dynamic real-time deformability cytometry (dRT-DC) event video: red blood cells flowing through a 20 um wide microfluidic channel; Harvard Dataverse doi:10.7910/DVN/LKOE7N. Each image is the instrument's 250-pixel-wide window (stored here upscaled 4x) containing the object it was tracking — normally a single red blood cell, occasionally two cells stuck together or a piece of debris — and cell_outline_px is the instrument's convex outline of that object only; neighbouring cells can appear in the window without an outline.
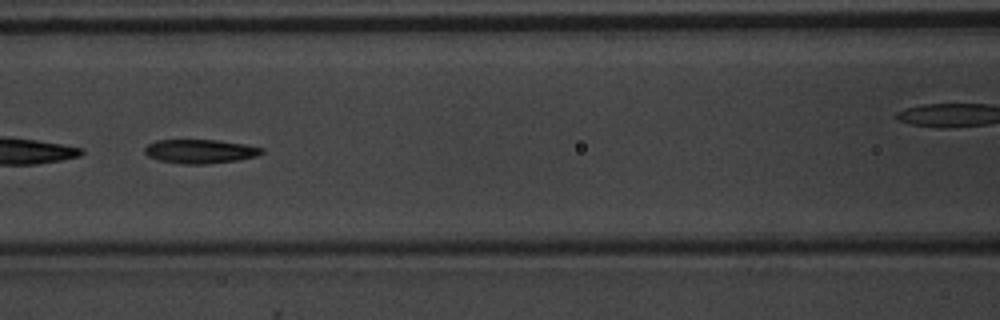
{"species": "common noctule bat (a hibernating species)", "species_latin": "Nyctalus noctula", "temperature_condition": "warm", "stored_images_in_passage": 52, "camera_frame_rate_fps": 3000, "um_per_image_px": 0.085, "animal": {"sex": "male", "body_mass_g": 20.1, "forearm_length_mm": 53.5}, "frame": {"image": 1, "passage_image": 23, "time_ms": 7.333, "image_size_px": [1000, 320], "cell_outline_px": [[264, 152], [256, 156], [236, 160], [204, 164], [184, 164], [160, 160], [148, 156], [144, 152], [144, 148], [148, 144], [156, 140], [220, 140], [244, 144], [264, 148]], "centroid_in_image_um": [17.01, 12.85], "position_along_channel_um": 149.6, "area_um2": 16.24}}
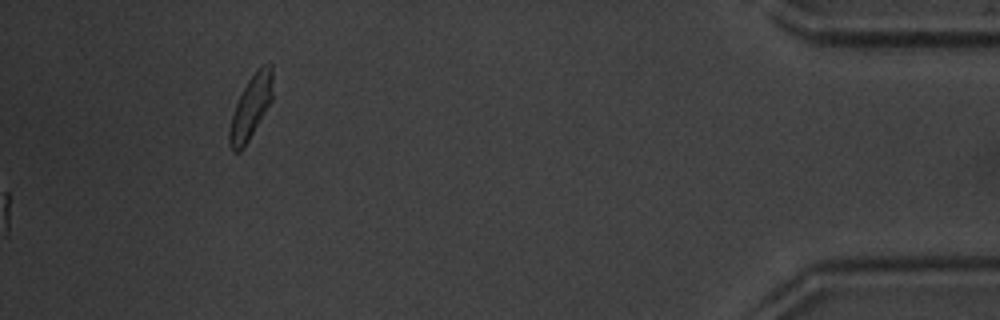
{"frame": {"image": 2, "passage_image": 52, "time_ms": 17.0, "image_size_px": [1000, 320], "cell_outline_px": [[272, 100], [244, 148], [240, 152], [232, 152], [228, 144], [228, 132], [232, 116], [236, 104], [248, 80], [268, 60], [272, 64]], "centroid_in_image_um": [21.31, 9.15], "position_along_channel_um": 413.9, "area_um2": 15.84}, "authors_computed_cell_mechanics": {"area_um2": 17.0221, "velocity_mm_per_s": 4.0193, "shape_relaxation_time_tau1_ms": 3.0486, "shape_relaxation_time_tau2_ms": 3.958, "deformation_change_tau1": 0.1593, "deformation_change_tau2": 0.134}}